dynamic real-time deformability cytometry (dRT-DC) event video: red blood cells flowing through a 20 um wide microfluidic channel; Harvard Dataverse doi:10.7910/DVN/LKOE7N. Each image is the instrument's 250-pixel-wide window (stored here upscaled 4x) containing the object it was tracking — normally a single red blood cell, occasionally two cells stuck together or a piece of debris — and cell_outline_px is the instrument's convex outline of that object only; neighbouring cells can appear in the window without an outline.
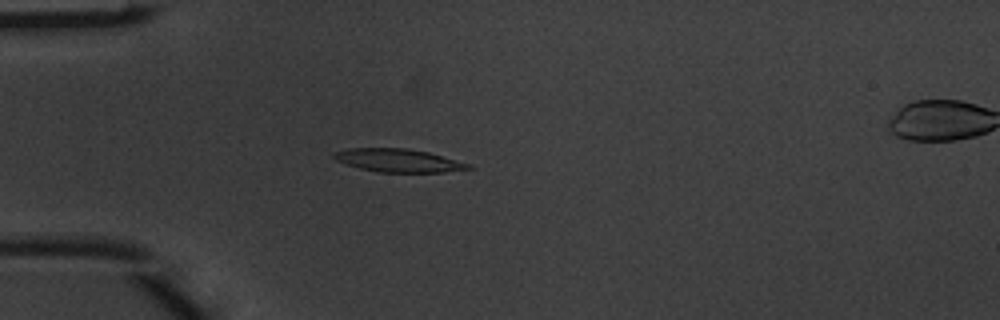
{"species": "common noctule bat (a hibernating species)", "species_latin": "Nyctalus noctula", "temperature_condition": "warm", "stored_images_in_passage": 3, "camera_frame_rate_fps": 3000, "um_per_image_px": 0.085, "animal": {"sex": "male", "body_mass_g": 20.1, "forearm_length_mm": 53.5}, "frame": {"image": 1, "passage_image": 2, "time_ms": 0.333, "image_size_px": [1000, 320], "cell_outline_px": [[472, 168], [444, 172], [380, 172], [360, 168], [336, 160], [332, 156], [332, 152], [348, 148], [404, 148], [428, 152], [468, 164]], "centroid_in_image_um": [33.79, 13.63], "position_along_channel_um": 51.2, "area_um2": 17.8}}